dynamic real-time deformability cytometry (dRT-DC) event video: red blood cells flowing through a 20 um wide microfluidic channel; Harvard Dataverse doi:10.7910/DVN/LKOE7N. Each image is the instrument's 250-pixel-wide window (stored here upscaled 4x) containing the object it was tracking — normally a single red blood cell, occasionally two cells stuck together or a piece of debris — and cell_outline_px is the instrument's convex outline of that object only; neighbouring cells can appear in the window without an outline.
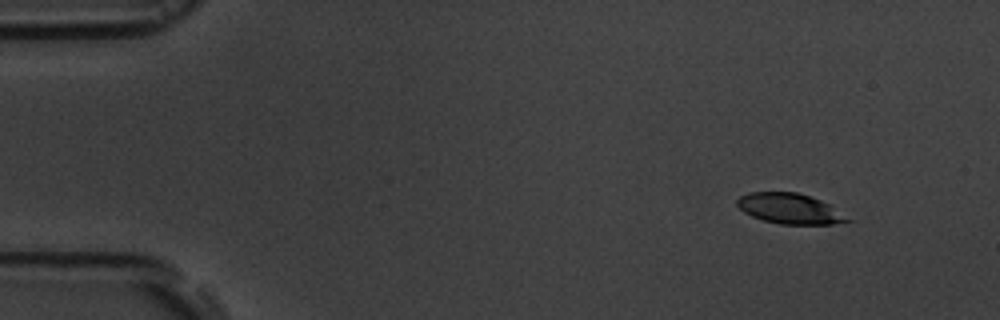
{"species": "common noctule bat (a hibernating species)", "species_latin": "Nyctalus noctula", "temperature_condition": "room temperature", "stored_images_in_passage": 5, "segment_of_instrument_passage": [1, 2], "camera_frame_rate_fps": 3000, "um_per_image_px": 0.085, "animal": {"sex": "male", "body_mass_g": 19.5, "forearm_length_mm": 54.6}, "frame": {"image": 1, "passage_image": 1, "time_ms": 0.0, "image_size_px": [1000, 320], "cell_outline_px": [[856, 220], [832, 224], [780, 224], [764, 220], [752, 216], [744, 212], [736, 204], [736, 200], [740, 196], [748, 192], [796, 192], [820, 200], [828, 204]], "centroid_in_image_um": [67.15, 17.74], "position_along_channel_um": 17.8, "area_um2": 19.54}}